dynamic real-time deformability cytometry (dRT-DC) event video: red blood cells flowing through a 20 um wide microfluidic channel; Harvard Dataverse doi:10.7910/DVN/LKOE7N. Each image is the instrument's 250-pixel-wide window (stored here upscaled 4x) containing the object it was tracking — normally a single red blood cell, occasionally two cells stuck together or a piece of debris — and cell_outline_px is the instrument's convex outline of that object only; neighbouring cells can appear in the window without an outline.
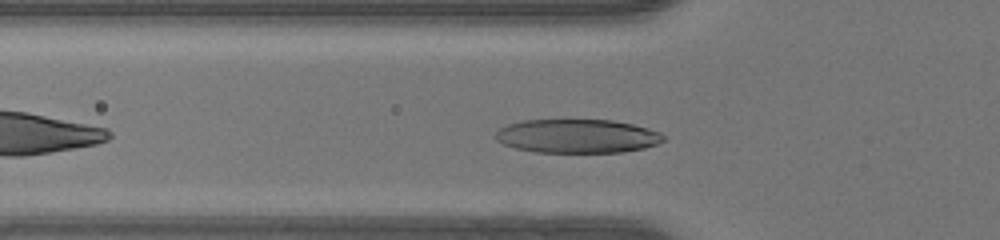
{"species": "human", "species_latin": "Homo sapiens", "temperature_condition": "warm", "stored_images_in_passage": 35, "camera_frame_rate_fps": 3000, "um_per_image_px": 0.085, "donor": {"sex": "female"}, "frame": {"image": 1, "passage_image": 6, "time_ms": 1.667, "image_size_px": [1000, 240], "cell_outline_px": [[664, 140], [656, 144], [644, 148], [620, 152], [536, 152], [516, 148], [504, 144], [496, 140], [496, 132], [500, 128], [508, 124], [524, 120], [612, 120], [632, 124], [648, 128], [660, 132], [664, 136]], "centroid_in_image_um": [49.07, 11.56], "position_along_channel_um": 76.7, "area_um2": 32.89}}
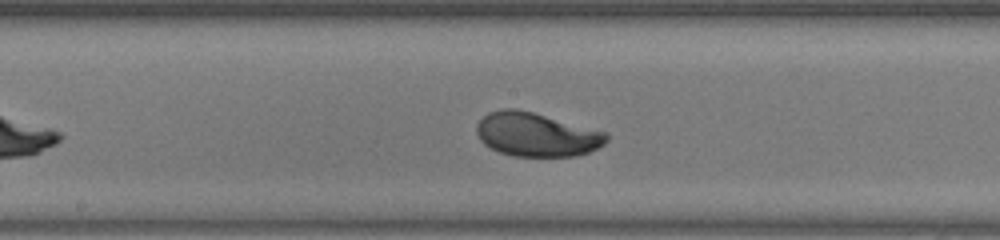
{"frame": {"image": 2, "passage_image": 15, "time_ms": 4.667, "image_size_px": [1000, 240], "cell_outline_px": [[608, 140], [604, 144], [588, 152], [576, 156], [512, 156], [500, 152], [484, 144], [480, 140], [476, 132], [476, 124], [488, 112], [504, 108], [516, 108], [532, 112], [608, 132]], "centroid_in_image_um": [45.59, 11.43], "position_along_channel_um": 202.6, "area_um2": 33.18}}
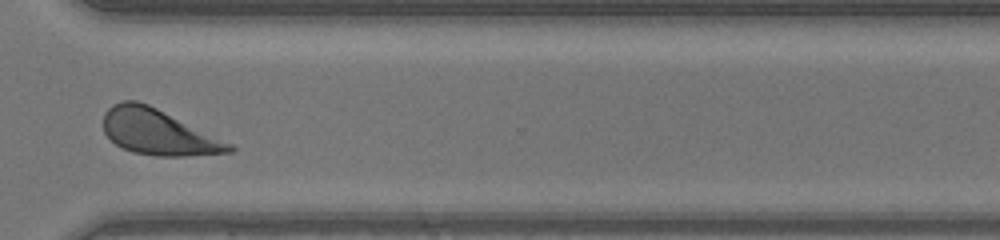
{"frame": {"image": 3, "passage_image": 26, "time_ms": 8.333, "image_size_px": [1000, 240], "cell_outline_px": [[236, 148], [232, 152], [184, 156], [156, 156], [132, 152], [116, 144], [104, 132], [104, 112], [112, 104], [120, 100], [136, 100], [148, 104], [232, 144]], "centroid_in_image_um": [13.42, 11.23], "position_along_channel_um": 357.2, "area_um2": 33.06}}